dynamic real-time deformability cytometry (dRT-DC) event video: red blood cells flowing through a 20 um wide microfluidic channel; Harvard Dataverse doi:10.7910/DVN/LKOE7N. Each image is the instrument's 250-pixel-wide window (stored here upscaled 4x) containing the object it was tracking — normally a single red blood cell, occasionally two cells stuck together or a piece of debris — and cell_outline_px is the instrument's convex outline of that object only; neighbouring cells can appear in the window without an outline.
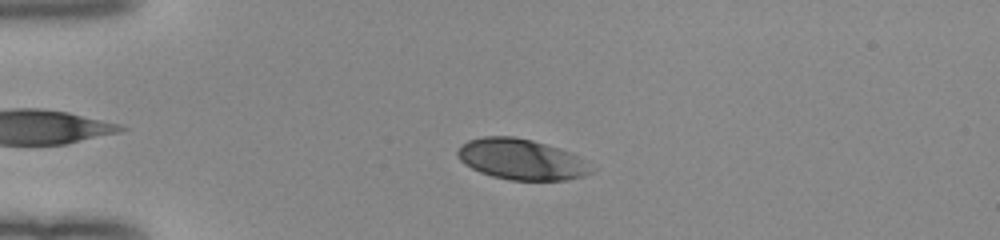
{"species": "human", "species_latin": "Homo sapiens", "temperature_condition": "room temperature", "stored_images_in_passage": 45, "camera_frame_rate_fps": 3000, "um_per_image_px": 0.085, "donor": {"sex": "female"}, "frame": {"image": 1, "passage_image": 12, "time_ms": 3.667, "image_size_px": [1000, 240], "cell_outline_px": [[596, 168], [592, 172], [584, 176], [564, 180], [508, 180], [492, 176], [480, 172], [464, 164], [460, 160], [456, 152], [468, 140], [484, 136], [512, 136], [532, 140], [560, 148], [572, 152]], "centroid_in_image_um": [44.35, 13.55], "position_along_channel_um": 40.6, "area_um2": 31.85}}
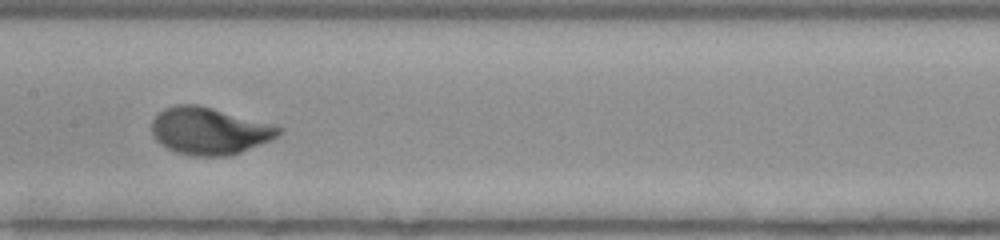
{"frame": {"image": 2, "passage_image": 26, "time_ms": 8.333, "image_size_px": [1000, 240], "cell_outline_px": [[284, 132], [272, 140], [240, 152], [228, 156], [192, 156], [176, 152], [160, 144], [152, 136], [152, 120], [164, 108], [176, 104], [196, 104], [212, 108], [284, 128]], "centroid_in_image_um": [17.78, 11.14], "position_along_channel_um": 189.6, "area_um2": 34.74}}
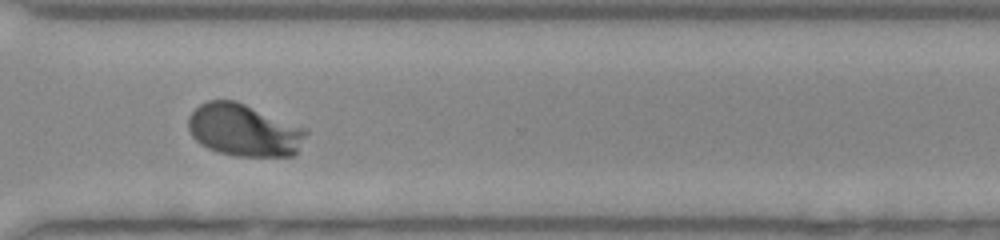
{"frame": {"image": 3, "passage_image": 38, "time_ms": 12.333, "image_size_px": [1000, 240], "cell_outline_px": [[308, 132], [296, 156], [236, 156], [220, 152], [208, 148], [200, 144], [192, 136], [188, 128], [188, 116], [200, 104], [208, 100], [236, 100], [308, 128]], "centroid_in_image_um": [20.78, 11.06], "position_along_channel_um": 349.8, "area_um2": 36.3}, "authors_computed_cell_mechanics": {"area_um2": 33.8708, "velocity_mm_per_s": 3.9969, "shape_relaxation_time_tau1_ms": 2.1171, "shape_relaxation_time_tau2_ms": null, "deformation_change_tau1": 0.1655, "deformation_change_tau2": null}}